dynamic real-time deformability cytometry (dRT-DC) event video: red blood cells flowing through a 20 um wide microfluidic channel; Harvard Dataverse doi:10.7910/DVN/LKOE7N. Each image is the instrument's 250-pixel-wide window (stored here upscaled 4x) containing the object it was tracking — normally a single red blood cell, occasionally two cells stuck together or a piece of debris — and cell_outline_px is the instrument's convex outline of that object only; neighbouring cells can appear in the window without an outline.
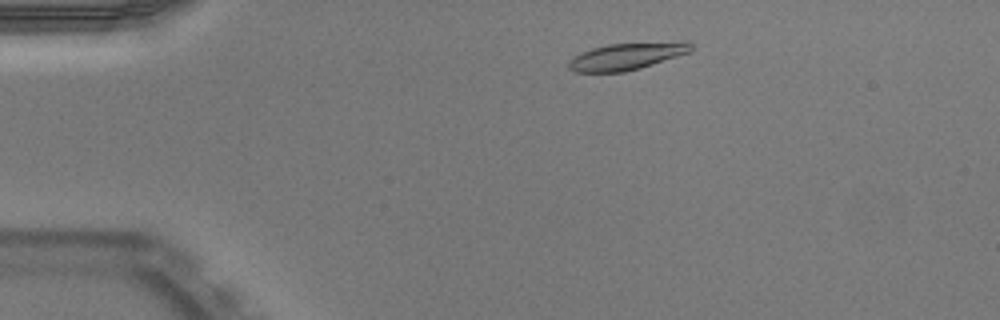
{"species": "Egyptian fruit bat (a non-hibernating species)", "species_latin": "Rousettus aegyptiacus", "temperature_condition": "warm", "stored_images_in_passage": 46, "camera_frame_rate_fps": 3000, "um_per_image_px": 0.085, "animal": {"sex": "male"}, "frame": {"image": 1, "passage_image": 5, "time_ms": 1.333, "image_size_px": [1000, 320], "cell_outline_px": [[692, 48], [688, 52], [640, 68], [624, 72], [576, 72], [568, 68], [568, 60], [580, 52], [592, 48], [608, 44], [684, 40], [688, 40], [692, 44]], "centroid_in_image_um": [53.27, 4.76], "position_along_channel_um": 31.7, "area_um2": 19.42}}
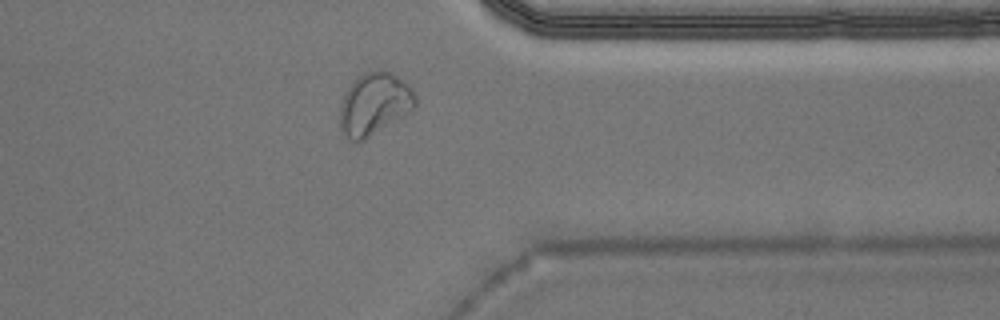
{"frame": {"image": 2, "passage_image": 36, "time_ms": 11.667, "image_size_px": [1000, 320], "cell_outline_px": [[416, 104], [412, 108], [364, 140], [352, 140], [340, 128], [340, 104], [348, 88], [364, 72], [380, 68], [392, 72], [404, 80], [416, 92]], "centroid_in_image_um": [31.83, 8.77], "position_along_channel_um": 379.6, "area_um2": 26.82}}
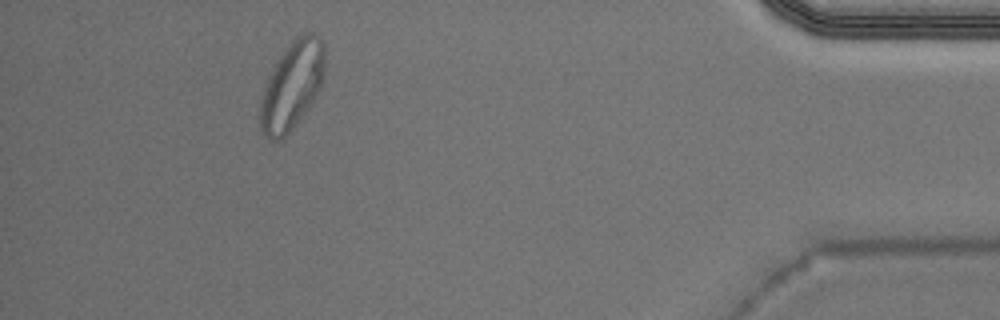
{"frame": {"image": 3, "passage_image": 42, "time_ms": 13.667, "image_size_px": [1000, 320], "cell_outline_px": [[324, 64], [320, 88], [316, 96], [308, 108], [292, 128], [280, 140], [272, 140], [264, 136], [260, 124], [260, 100], [268, 76], [272, 68], [280, 56], [292, 40], [300, 32], [312, 32], [320, 36], [324, 44]], "centroid_in_image_um": [24.82, 7.23], "position_along_channel_um": 410.4, "area_um2": 32.95}, "authors_computed_cell_mechanics": {"area_um2": 19.8543, "velocity_mm_per_s": 3.9383, "shape_relaxation_time_tau1_ms": null, "shape_relaxation_time_tau2_ms": 1.5803, "deformation_change_tau1": null, "deformation_change_tau2": 0.0733}}